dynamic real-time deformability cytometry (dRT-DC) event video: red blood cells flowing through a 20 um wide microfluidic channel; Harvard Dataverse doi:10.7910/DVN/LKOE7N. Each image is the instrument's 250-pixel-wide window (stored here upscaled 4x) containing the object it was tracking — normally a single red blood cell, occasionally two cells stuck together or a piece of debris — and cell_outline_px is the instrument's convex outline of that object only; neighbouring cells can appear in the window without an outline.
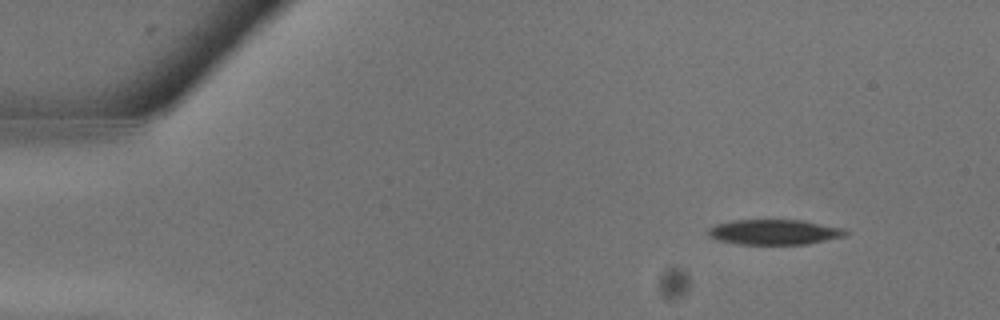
{"species": "common noctule bat (a hibernating species)", "species_latin": "Nyctalus noctula", "temperature_condition": "warm", "stored_images_in_passage": 12, "camera_frame_rate_fps": 3000, "um_per_image_px": 0.085, "animal": {"sex": "male", "body_mass_g": 13.3}, "frame": {"image": 1, "passage_image": 3, "time_ms": 0.667, "image_size_px": [1000, 320], "cell_outline_px": [[848, 236], [808, 244], [736, 244], [716, 240], [708, 236], [704, 232], [708, 228], [716, 224], [732, 220], [804, 220], [844, 228], [848, 232]], "centroid_in_image_um": [65.8, 19.73], "position_along_channel_um": 19.2, "area_um2": 20.58}}
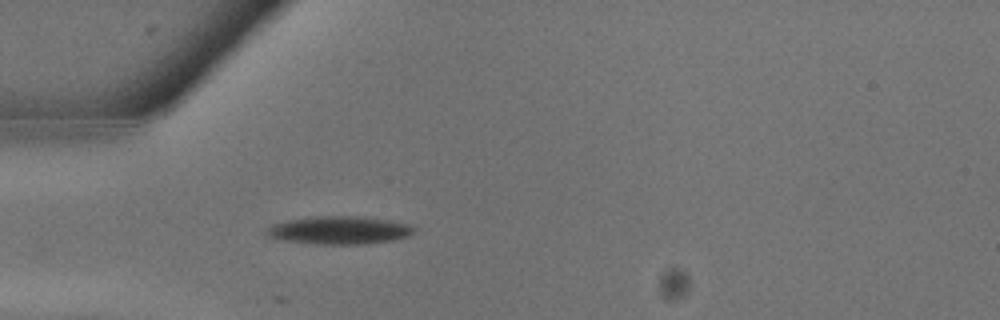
{"frame": {"image": 2, "passage_image": 8, "time_ms": 2.333, "image_size_px": [1000, 320], "cell_outline_px": [[416, 228], [408, 236], [392, 240], [364, 244], [316, 244], [284, 240], [268, 236], [264, 232], [272, 224], [288, 220], [316, 216], [356, 216], [384, 220], [408, 224]], "centroid_in_image_um": [28.8, 19.57], "position_along_channel_um": 56.2, "area_um2": 23.7}}
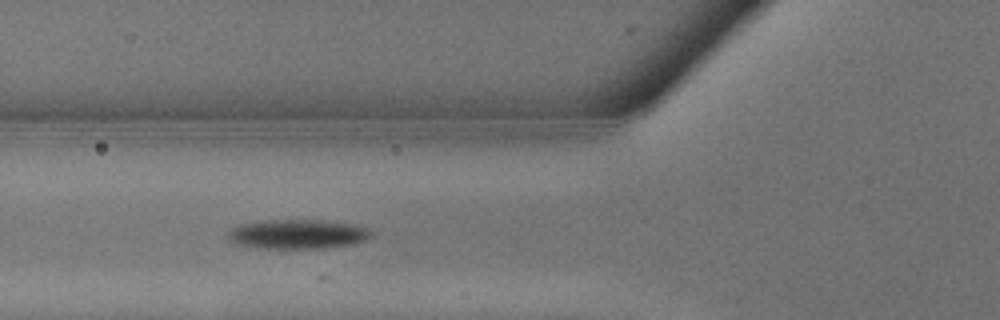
{"frame": {"image": 3, "passage_image": 10, "time_ms": 3.0, "image_size_px": [1000, 320], "cell_outline_px": [[372, 236], [364, 240], [352, 244], [324, 248], [252, 248], [236, 244], [228, 240], [228, 236], [232, 228], [244, 224], [272, 220], [308, 220], [348, 224], [368, 228], [372, 232]], "centroid_in_image_um": [25.27, 19.93], "position_along_channel_um": 100.5, "area_um2": 24.04}}